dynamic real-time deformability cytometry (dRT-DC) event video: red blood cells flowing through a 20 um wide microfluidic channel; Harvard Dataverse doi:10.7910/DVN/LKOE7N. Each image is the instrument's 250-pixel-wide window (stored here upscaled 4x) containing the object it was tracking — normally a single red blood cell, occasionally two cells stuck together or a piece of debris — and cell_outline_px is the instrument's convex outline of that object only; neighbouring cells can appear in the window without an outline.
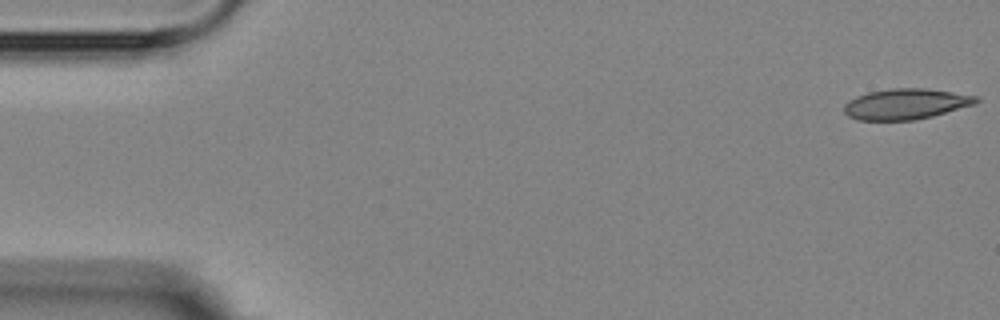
{"species": "Egyptian fruit bat (a non-hibernating species)", "species_latin": "Rousettus aegyptiacus", "temperature_condition": "room temperature", "stored_images_in_passage": 6, "camera_frame_rate_fps": 3000, "um_per_image_px": 0.085, "animal": {"sex": "female"}, "frame": {"image": 1, "passage_image": 1, "time_ms": 0.0, "image_size_px": [1000, 320], "cell_outline_px": [[980, 100], [976, 104], [932, 116], [916, 120], [856, 120], [848, 116], [844, 112], [844, 104], [848, 100], [856, 96], [868, 92], [892, 88], [928, 88], [980, 96]], "centroid_in_image_um": [77.01, 8.83], "position_along_channel_um": 8.0, "area_um2": 23.87}}
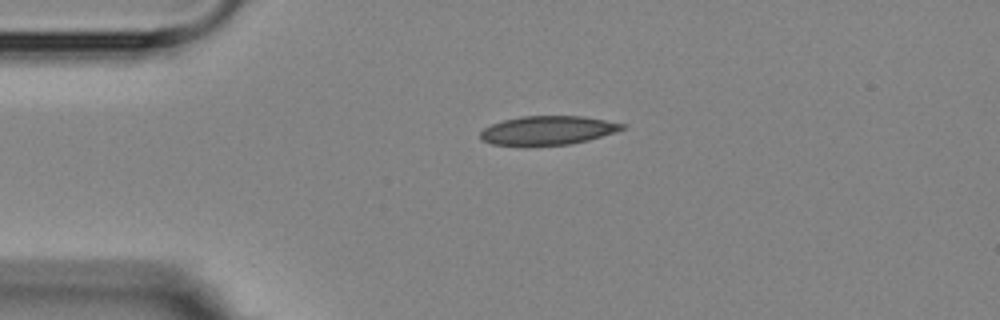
{"frame": {"image": 2, "passage_image": 4, "time_ms": 3.667, "image_size_px": [1000, 320], "cell_outline_px": [[628, 124], [624, 128], [588, 140], [568, 144], [524, 148], [520, 148], [492, 144], [480, 140], [480, 132], [484, 128], [492, 124], [504, 120], [520, 116], [584, 116]], "centroid_in_image_um": [46.48, 11.11], "position_along_channel_um": 38.5, "area_um2": 24.51}}
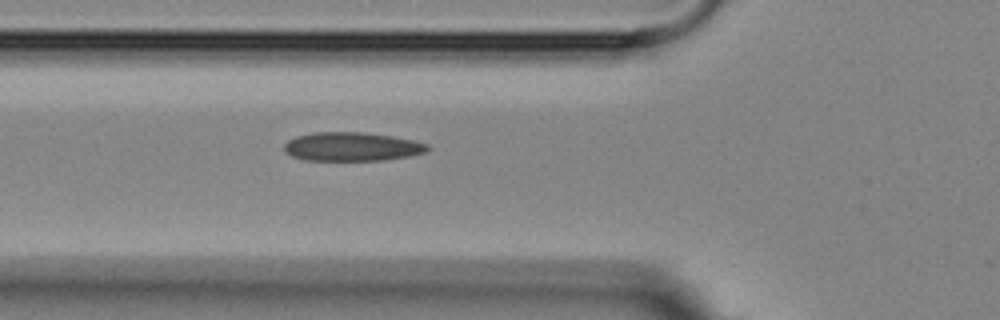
{"frame": {"image": 3, "passage_image": 6, "time_ms": 6.0, "image_size_px": [1000, 320], "cell_outline_px": [[432, 148], [424, 152], [408, 156], [384, 160], [304, 160], [292, 156], [284, 152], [284, 144], [288, 140], [296, 136], [312, 132], [364, 132], [392, 136], [412, 140], [428, 144]], "centroid_in_image_um": [29.89, 12.46], "position_along_channel_um": 95.9, "area_um2": 24.1}}